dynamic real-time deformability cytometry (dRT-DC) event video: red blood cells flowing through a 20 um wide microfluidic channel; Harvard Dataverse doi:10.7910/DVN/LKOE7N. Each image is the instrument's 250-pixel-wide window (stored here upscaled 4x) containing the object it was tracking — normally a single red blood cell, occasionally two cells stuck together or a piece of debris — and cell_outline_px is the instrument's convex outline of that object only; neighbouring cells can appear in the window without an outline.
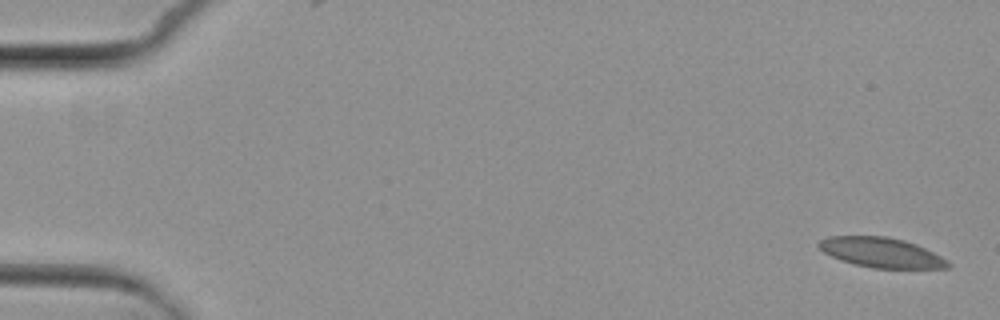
{"species": "common noctule bat (a hibernating species)", "species_latin": "Nyctalus noctula", "temperature_condition": "cold", "stored_images_in_passage": 7, "camera_frame_rate_fps": 3000, "um_per_image_px": 0.085, "animal": {"sex": "female", "body_mass_g": 29.2, "forearm_length_mm": 56.3}, "frame": {"image": 1, "passage_image": 1, "time_ms": 0.0, "image_size_px": [1000, 320], "cell_outline_px": [[952, 268], [872, 268], [852, 264], [840, 260], [824, 252], [816, 244], [820, 240], [828, 236], [888, 236], [904, 240], [916, 244], [948, 260], [952, 264]], "centroid_in_image_um": [74.91, 21.47], "position_along_channel_um": 10.1, "area_um2": 22.6}}